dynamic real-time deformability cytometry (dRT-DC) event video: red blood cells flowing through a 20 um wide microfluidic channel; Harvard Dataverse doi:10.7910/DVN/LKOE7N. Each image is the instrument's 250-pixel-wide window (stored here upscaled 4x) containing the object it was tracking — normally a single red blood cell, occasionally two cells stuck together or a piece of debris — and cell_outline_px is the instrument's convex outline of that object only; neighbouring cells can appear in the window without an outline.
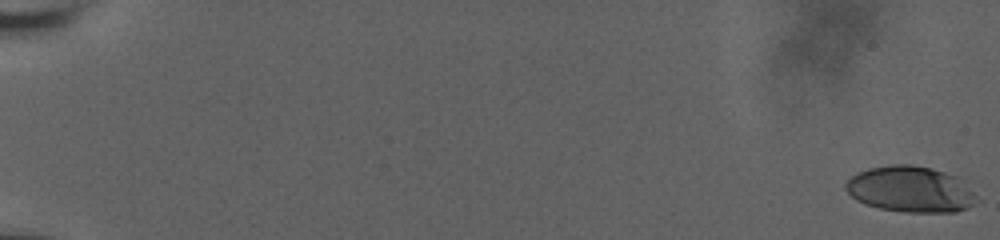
{"species": "human", "species_latin": "Homo sapiens", "temperature_condition": "room temperature", "stored_images_in_passage": 66, "camera_frame_rate_fps": 3000, "um_per_image_px": 0.085, "donor": {"sex": "male"}, "frame": {"image": 1, "passage_image": 1, "time_ms": 0.0, "image_size_px": [1000, 240], "cell_outline_px": [[980, 200], [968, 208], [956, 212], [904, 212], [880, 208], [856, 200], [844, 188], [844, 184], [856, 172], [868, 168], [892, 164], [912, 164], [932, 168], [956, 176]], "centroid_in_image_um": [77.37, 16.08], "position_along_channel_um": 7.6, "area_um2": 35.08}}
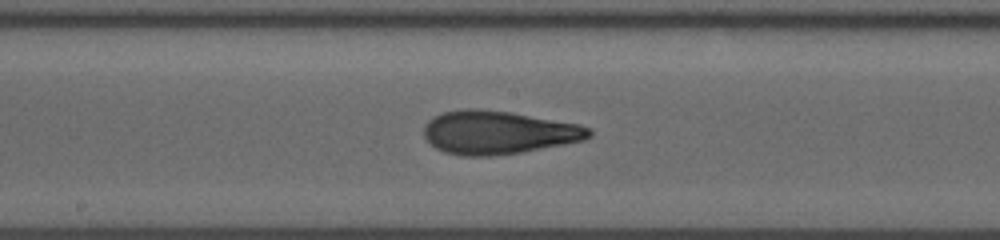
{"frame": {"image": 2, "passage_image": 32, "time_ms": 11.333, "image_size_px": [1000, 240], "cell_outline_px": [[592, 136], [584, 140], [564, 144], [520, 152], [492, 156], [464, 156], [444, 152], [436, 148], [424, 136], [424, 124], [428, 120], [444, 112], [468, 108], [476, 108], [512, 112], [580, 124], [592, 128]], "centroid_in_image_um": [42.37, 11.25], "position_along_channel_um": 205.8, "area_um2": 41.73}}
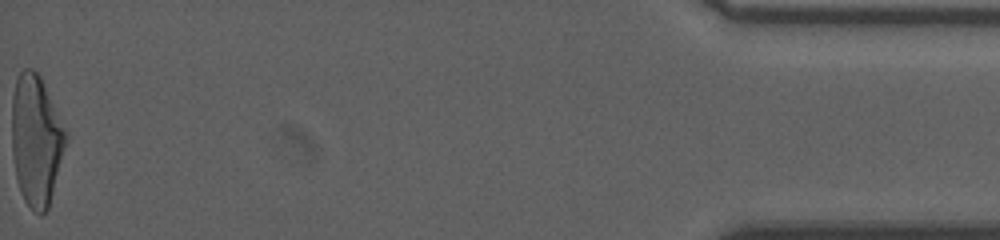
{"frame": {"image": 3, "passage_image": 65, "time_ms": 19.667, "image_size_px": [1000, 240], "cell_outline_px": [[68, 140], [48, 208], [40, 216], [24, 200], [20, 192], [16, 180], [12, 152], [12, 96], [16, 80], [20, 72], [24, 68], [32, 68], [40, 76], [68, 132]], "centroid_in_image_um": [3.08, 11.91], "position_along_channel_um": 432.1, "area_um2": 41.38}, "authors_computed_cell_mechanics": {"area_um2": 39.6797, "velocity_mm_per_s": 3.7653, "shape_relaxation_time_tau1_ms": 5.6157, "shape_relaxation_time_tau2_ms": 1.6084, "deformation_change_tau1": 0.2285, "deformation_change_tau2": 0.092}}